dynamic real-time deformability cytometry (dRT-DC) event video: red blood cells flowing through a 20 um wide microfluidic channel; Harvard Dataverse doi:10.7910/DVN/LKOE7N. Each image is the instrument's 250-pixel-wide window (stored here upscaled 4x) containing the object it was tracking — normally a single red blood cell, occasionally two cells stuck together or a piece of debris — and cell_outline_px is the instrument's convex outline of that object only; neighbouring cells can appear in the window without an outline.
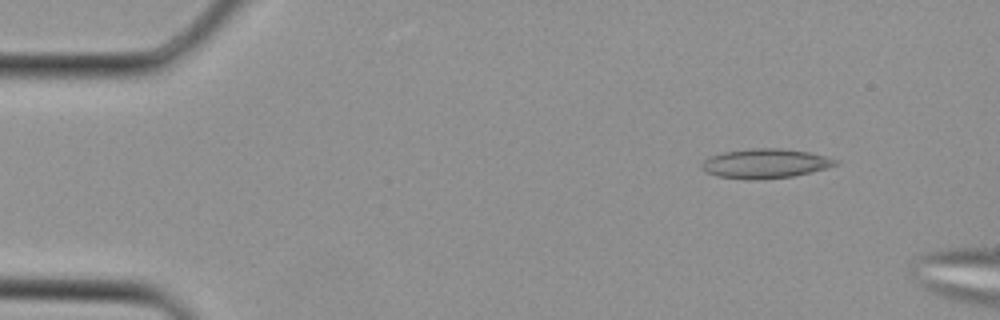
{"species": "Egyptian fruit bat (a non-hibernating species)", "species_latin": "Rousettus aegyptiacus", "temperature_condition": "cold", "stored_images_in_passage": 2, "camera_frame_rate_fps": 3000, "um_per_image_px": 0.085, "animal": {"sex": "female"}, "frame": {"image": 1, "passage_image": 1, "time_ms": 0.0, "image_size_px": [1000, 320], "cell_outline_px": [[840, 164], [828, 168], [812, 172], [792, 176], [764, 180], [748, 180], [716, 176], [704, 172], [700, 168], [700, 164], [704, 160], [712, 156], [724, 152], [756, 148], [780, 148], [808, 152], [840, 160]], "centroid_in_image_um": [65.05, 13.92], "position_along_channel_um": 19.9, "area_um2": 23.24}}